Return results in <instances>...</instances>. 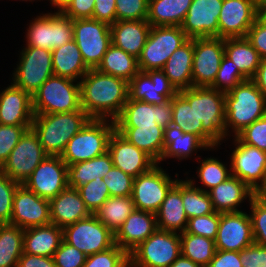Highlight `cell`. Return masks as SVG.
<instances>
[{
  "label": "cell",
  "instance_id": "cell-24",
  "mask_svg": "<svg viewBox=\"0 0 266 267\" xmlns=\"http://www.w3.org/2000/svg\"><path fill=\"white\" fill-rule=\"evenodd\" d=\"M108 153L111 155L114 167L133 178L148 172L156 165L148 154L127 141L116 130L110 136Z\"/></svg>",
  "mask_w": 266,
  "mask_h": 267
},
{
  "label": "cell",
  "instance_id": "cell-30",
  "mask_svg": "<svg viewBox=\"0 0 266 267\" xmlns=\"http://www.w3.org/2000/svg\"><path fill=\"white\" fill-rule=\"evenodd\" d=\"M157 228L181 234L186 230L188 217L181 195V180L170 188L156 213ZM178 231V232H177Z\"/></svg>",
  "mask_w": 266,
  "mask_h": 267
},
{
  "label": "cell",
  "instance_id": "cell-50",
  "mask_svg": "<svg viewBox=\"0 0 266 267\" xmlns=\"http://www.w3.org/2000/svg\"><path fill=\"white\" fill-rule=\"evenodd\" d=\"M110 196H131L134 178L121 169L112 167L103 178Z\"/></svg>",
  "mask_w": 266,
  "mask_h": 267
},
{
  "label": "cell",
  "instance_id": "cell-53",
  "mask_svg": "<svg viewBox=\"0 0 266 267\" xmlns=\"http://www.w3.org/2000/svg\"><path fill=\"white\" fill-rule=\"evenodd\" d=\"M20 183L0 171V224L10 223L13 197Z\"/></svg>",
  "mask_w": 266,
  "mask_h": 267
},
{
  "label": "cell",
  "instance_id": "cell-5",
  "mask_svg": "<svg viewBox=\"0 0 266 267\" xmlns=\"http://www.w3.org/2000/svg\"><path fill=\"white\" fill-rule=\"evenodd\" d=\"M115 130L111 119L91 118L67 143L62 160L70 166L101 156L108 151V142Z\"/></svg>",
  "mask_w": 266,
  "mask_h": 267
},
{
  "label": "cell",
  "instance_id": "cell-63",
  "mask_svg": "<svg viewBox=\"0 0 266 267\" xmlns=\"http://www.w3.org/2000/svg\"><path fill=\"white\" fill-rule=\"evenodd\" d=\"M252 80L260 92L266 97V58L261 59V63Z\"/></svg>",
  "mask_w": 266,
  "mask_h": 267
},
{
  "label": "cell",
  "instance_id": "cell-20",
  "mask_svg": "<svg viewBox=\"0 0 266 267\" xmlns=\"http://www.w3.org/2000/svg\"><path fill=\"white\" fill-rule=\"evenodd\" d=\"M254 243L252 223L246 212L220 213L216 250L240 252Z\"/></svg>",
  "mask_w": 266,
  "mask_h": 267
},
{
  "label": "cell",
  "instance_id": "cell-42",
  "mask_svg": "<svg viewBox=\"0 0 266 267\" xmlns=\"http://www.w3.org/2000/svg\"><path fill=\"white\" fill-rule=\"evenodd\" d=\"M180 243L181 255L202 267L209 265L216 252L215 240L185 231L180 234Z\"/></svg>",
  "mask_w": 266,
  "mask_h": 267
},
{
  "label": "cell",
  "instance_id": "cell-4",
  "mask_svg": "<svg viewBox=\"0 0 266 267\" xmlns=\"http://www.w3.org/2000/svg\"><path fill=\"white\" fill-rule=\"evenodd\" d=\"M266 115V97L252 79H247L225 93V136L229 127L234 137L245 127Z\"/></svg>",
  "mask_w": 266,
  "mask_h": 267
},
{
  "label": "cell",
  "instance_id": "cell-2",
  "mask_svg": "<svg viewBox=\"0 0 266 267\" xmlns=\"http://www.w3.org/2000/svg\"><path fill=\"white\" fill-rule=\"evenodd\" d=\"M193 104L195 135L210 149L225 136V93L212 87L193 86L179 91Z\"/></svg>",
  "mask_w": 266,
  "mask_h": 267
},
{
  "label": "cell",
  "instance_id": "cell-7",
  "mask_svg": "<svg viewBox=\"0 0 266 267\" xmlns=\"http://www.w3.org/2000/svg\"><path fill=\"white\" fill-rule=\"evenodd\" d=\"M180 255V234L157 229L129 253V267H169Z\"/></svg>",
  "mask_w": 266,
  "mask_h": 267
},
{
  "label": "cell",
  "instance_id": "cell-36",
  "mask_svg": "<svg viewBox=\"0 0 266 267\" xmlns=\"http://www.w3.org/2000/svg\"><path fill=\"white\" fill-rule=\"evenodd\" d=\"M54 75L79 80L89 68L74 40L52 50Z\"/></svg>",
  "mask_w": 266,
  "mask_h": 267
},
{
  "label": "cell",
  "instance_id": "cell-31",
  "mask_svg": "<svg viewBox=\"0 0 266 267\" xmlns=\"http://www.w3.org/2000/svg\"><path fill=\"white\" fill-rule=\"evenodd\" d=\"M194 53V38L176 49L166 61L162 71L170 83L179 92L193 87L192 61Z\"/></svg>",
  "mask_w": 266,
  "mask_h": 267
},
{
  "label": "cell",
  "instance_id": "cell-23",
  "mask_svg": "<svg viewBox=\"0 0 266 267\" xmlns=\"http://www.w3.org/2000/svg\"><path fill=\"white\" fill-rule=\"evenodd\" d=\"M114 121L115 126L159 125L167 128L172 124V99L159 105L128 99Z\"/></svg>",
  "mask_w": 266,
  "mask_h": 267
},
{
  "label": "cell",
  "instance_id": "cell-52",
  "mask_svg": "<svg viewBox=\"0 0 266 267\" xmlns=\"http://www.w3.org/2000/svg\"><path fill=\"white\" fill-rule=\"evenodd\" d=\"M148 0H116V21H147Z\"/></svg>",
  "mask_w": 266,
  "mask_h": 267
},
{
  "label": "cell",
  "instance_id": "cell-67",
  "mask_svg": "<svg viewBox=\"0 0 266 267\" xmlns=\"http://www.w3.org/2000/svg\"><path fill=\"white\" fill-rule=\"evenodd\" d=\"M254 2L259 11L266 7V0H254Z\"/></svg>",
  "mask_w": 266,
  "mask_h": 267
},
{
  "label": "cell",
  "instance_id": "cell-37",
  "mask_svg": "<svg viewBox=\"0 0 266 267\" xmlns=\"http://www.w3.org/2000/svg\"><path fill=\"white\" fill-rule=\"evenodd\" d=\"M192 0H148L147 22L151 26H181Z\"/></svg>",
  "mask_w": 266,
  "mask_h": 267
},
{
  "label": "cell",
  "instance_id": "cell-19",
  "mask_svg": "<svg viewBox=\"0 0 266 267\" xmlns=\"http://www.w3.org/2000/svg\"><path fill=\"white\" fill-rule=\"evenodd\" d=\"M128 88V99L153 105L164 104L178 93L162 70L139 71L128 82Z\"/></svg>",
  "mask_w": 266,
  "mask_h": 267
},
{
  "label": "cell",
  "instance_id": "cell-14",
  "mask_svg": "<svg viewBox=\"0 0 266 267\" xmlns=\"http://www.w3.org/2000/svg\"><path fill=\"white\" fill-rule=\"evenodd\" d=\"M177 180L178 178L171 179L158 164L148 172L138 175L134 178L131 194L135 209L156 214L167 192Z\"/></svg>",
  "mask_w": 266,
  "mask_h": 267
},
{
  "label": "cell",
  "instance_id": "cell-21",
  "mask_svg": "<svg viewBox=\"0 0 266 267\" xmlns=\"http://www.w3.org/2000/svg\"><path fill=\"white\" fill-rule=\"evenodd\" d=\"M260 11L254 0H224L219 14V38L246 37Z\"/></svg>",
  "mask_w": 266,
  "mask_h": 267
},
{
  "label": "cell",
  "instance_id": "cell-68",
  "mask_svg": "<svg viewBox=\"0 0 266 267\" xmlns=\"http://www.w3.org/2000/svg\"><path fill=\"white\" fill-rule=\"evenodd\" d=\"M260 14L266 19V7H264L261 11Z\"/></svg>",
  "mask_w": 266,
  "mask_h": 267
},
{
  "label": "cell",
  "instance_id": "cell-28",
  "mask_svg": "<svg viewBox=\"0 0 266 267\" xmlns=\"http://www.w3.org/2000/svg\"><path fill=\"white\" fill-rule=\"evenodd\" d=\"M151 25L144 20L116 21L110 25L112 44L138 58L145 46Z\"/></svg>",
  "mask_w": 266,
  "mask_h": 267
},
{
  "label": "cell",
  "instance_id": "cell-27",
  "mask_svg": "<svg viewBox=\"0 0 266 267\" xmlns=\"http://www.w3.org/2000/svg\"><path fill=\"white\" fill-rule=\"evenodd\" d=\"M91 215L78 189L66 187L50 200L51 223L64 228Z\"/></svg>",
  "mask_w": 266,
  "mask_h": 267
},
{
  "label": "cell",
  "instance_id": "cell-38",
  "mask_svg": "<svg viewBox=\"0 0 266 267\" xmlns=\"http://www.w3.org/2000/svg\"><path fill=\"white\" fill-rule=\"evenodd\" d=\"M113 166L108 151L93 159L67 166V186L78 189L97 177L104 178Z\"/></svg>",
  "mask_w": 266,
  "mask_h": 267
},
{
  "label": "cell",
  "instance_id": "cell-43",
  "mask_svg": "<svg viewBox=\"0 0 266 267\" xmlns=\"http://www.w3.org/2000/svg\"><path fill=\"white\" fill-rule=\"evenodd\" d=\"M193 181L181 180L182 202L188 219L215 212L209 193L196 187Z\"/></svg>",
  "mask_w": 266,
  "mask_h": 267
},
{
  "label": "cell",
  "instance_id": "cell-13",
  "mask_svg": "<svg viewBox=\"0 0 266 267\" xmlns=\"http://www.w3.org/2000/svg\"><path fill=\"white\" fill-rule=\"evenodd\" d=\"M47 156L37 134L30 128L20 138L0 171L12 180L23 184Z\"/></svg>",
  "mask_w": 266,
  "mask_h": 267
},
{
  "label": "cell",
  "instance_id": "cell-60",
  "mask_svg": "<svg viewBox=\"0 0 266 267\" xmlns=\"http://www.w3.org/2000/svg\"><path fill=\"white\" fill-rule=\"evenodd\" d=\"M92 19L112 25L116 22V0H95Z\"/></svg>",
  "mask_w": 266,
  "mask_h": 267
},
{
  "label": "cell",
  "instance_id": "cell-26",
  "mask_svg": "<svg viewBox=\"0 0 266 267\" xmlns=\"http://www.w3.org/2000/svg\"><path fill=\"white\" fill-rule=\"evenodd\" d=\"M157 229L155 213L134 209L114 234V242L129 254Z\"/></svg>",
  "mask_w": 266,
  "mask_h": 267
},
{
  "label": "cell",
  "instance_id": "cell-6",
  "mask_svg": "<svg viewBox=\"0 0 266 267\" xmlns=\"http://www.w3.org/2000/svg\"><path fill=\"white\" fill-rule=\"evenodd\" d=\"M53 75L32 95L34 114L69 113L81 109L79 81Z\"/></svg>",
  "mask_w": 266,
  "mask_h": 267
},
{
  "label": "cell",
  "instance_id": "cell-17",
  "mask_svg": "<svg viewBox=\"0 0 266 267\" xmlns=\"http://www.w3.org/2000/svg\"><path fill=\"white\" fill-rule=\"evenodd\" d=\"M235 149L231 153V175L246 183L254 192L266 177V152L243 144L234 137Z\"/></svg>",
  "mask_w": 266,
  "mask_h": 267
},
{
  "label": "cell",
  "instance_id": "cell-32",
  "mask_svg": "<svg viewBox=\"0 0 266 267\" xmlns=\"http://www.w3.org/2000/svg\"><path fill=\"white\" fill-rule=\"evenodd\" d=\"M63 241V229L52 224L24 229L23 252L53 257Z\"/></svg>",
  "mask_w": 266,
  "mask_h": 267
},
{
  "label": "cell",
  "instance_id": "cell-35",
  "mask_svg": "<svg viewBox=\"0 0 266 267\" xmlns=\"http://www.w3.org/2000/svg\"><path fill=\"white\" fill-rule=\"evenodd\" d=\"M224 55L236 64L246 80L253 79L262 59L246 37L224 39Z\"/></svg>",
  "mask_w": 266,
  "mask_h": 267
},
{
  "label": "cell",
  "instance_id": "cell-9",
  "mask_svg": "<svg viewBox=\"0 0 266 267\" xmlns=\"http://www.w3.org/2000/svg\"><path fill=\"white\" fill-rule=\"evenodd\" d=\"M72 23L73 40L84 63L89 69H96L112 44L110 25L92 18L74 19Z\"/></svg>",
  "mask_w": 266,
  "mask_h": 267
},
{
  "label": "cell",
  "instance_id": "cell-3",
  "mask_svg": "<svg viewBox=\"0 0 266 267\" xmlns=\"http://www.w3.org/2000/svg\"><path fill=\"white\" fill-rule=\"evenodd\" d=\"M90 119L82 108L69 113L34 114L31 128L48 155L61 156L68 141Z\"/></svg>",
  "mask_w": 266,
  "mask_h": 267
},
{
  "label": "cell",
  "instance_id": "cell-45",
  "mask_svg": "<svg viewBox=\"0 0 266 267\" xmlns=\"http://www.w3.org/2000/svg\"><path fill=\"white\" fill-rule=\"evenodd\" d=\"M83 267H129V254L118 245L87 256Z\"/></svg>",
  "mask_w": 266,
  "mask_h": 267
},
{
  "label": "cell",
  "instance_id": "cell-46",
  "mask_svg": "<svg viewBox=\"0 0 266 267\" xmlns=\"http://www.w3.org/2000/svg\"><path fill=\"white\" fill-rule=\"evenodd\" d=\"M86 208L91 214L110 197L108 188L102 177H97L93 181L78 188Z\"/></svg>",
  "mask_w": 266,
  "mask_h": 267
},
{
  "label": "cell",
  "instance_id": "cell-48",
  "mask_svg": "<svg viewBox=\"0 0 266 267\" xmlns=\"http://www.w3.org/2000/svg\"><path fill=\"white\" fill-rule=\"evenodd\" d=\"M245 80L236 64L224 55L216 79L210 87L226 93Z\"/></svg>",
  "mask_w": 266,
  "mask_h": 267
},
{
  "label": "cell",
  "instance_id": "cell-15",
  "mask_svg": "<svg viewBox=\"0 0 266 267\" xmlns=\"http://www.w3.org/2000/svg\"><path fill=\"white\" fill-rule=\"evenodd\" d=\"M223 56V38H194L192 61L193 86L210 87L216 79Z\"/></svg>",
  "mask_w": 266,
  "mask_h": 267
},
{
  "label": "cell",
  "instance_id": "cell-51",
  "mask_svg": "<svg viewBox=\"0 0 266 267\" xmlns=\"http://www.w3.org/2000/svg\"><path fill=\"white\" fill-rule=\"evenodd\" d=\"M249 202L254 243L266 247V203L255 196Z\"/></svg>",
  "mask_w": 266,
  "mask_h": 267
},
{
  "label": "cell",
  "instance_id": "cell-55",
  "mask_svg": "<svg viewBox=\"0 0 266 267\" xmlns=\"http://www.w3.org/2000/svg\"><path fill=\"white\" fill-rule=\"evenodd\" d=\"M236 137L243 143L266 152V115L245 127Z\"/></svg>",
  "mask_w": 266,
  "mask_h": 267
},
{
  "label": "cell",
  "instance_id": "cell-47",
  "mask_svg": "<svg viewBox=\"0 0 266 267\" xmlns=\"http://www.w3.org/2000/svg\"><path fill=\"white\" fill-rule=\"evenodd\" d=\"M172 124L185 133L195 134L193 104L180 92L172 98Z\"/></svg>",
  "mask_w": 266,
  "mask_h": 267
},
{
  "label": "cell",
  "instance_id": "cell-62",
  "mask_svg": "<svg viewBox=\"0 0 266 267\" xmlns=\"http://www.w3.org/2000/svg\"><path fill=\"white\" fill-rule=\"evenodd\" d=\"M17 267H56L53 257L22 253Z\"/></svg>",
  "mask_w": 266,
  "mask_h": 267
},
{
  "label": "cell",
  "instance_id": "cell-61",
  "mask_svg": "<svg viewBox=\"0 0 266 267\" xmlns=\"http://www.w3.org/2000/svg\"><path fill=\"white\" fill-rule=\"evenodd\" d=\"M207 267H243L240 260V252L216 250Z\"/></svg>",
  "mask_w": 266,
  "mask_h": 267
},
{
  "label": "cell",
  "instance_id": "cell-57",
  "mask_svg": "<svg viewBox=\"0 0 266 267\" xmlns=\"http://www.w3.org/2000/svg\"><path fill=\"white\" fill-rule=\"evenodd\" d=\"M246 38L260 57L266 58V19L261 14L257 16L252 27L248 30Z\"/></svg>",
  "mask_w": 266,
  "mask_h": 267
},
{
  "label": "cell",
  "instance_id": "cell-59",
  "mask_svg": "<svg viewBox=\"0 0 266 267\" xmlns=\"http://www.w3.org/2000/svg\"><path fill=\"white\" fill-rule=\"evenodd\" d=\"M95 0H71L62 13L72 20L92 18Z\"/></svg>",
  "mask_w": 266,
  "mask_h": 267
},
{
  "label": "cell",
  "instance_id": "cell-12",
  "mask_svg": "<svg viewBox=\"0 0 266 267\" xmlns=\"http://www.w3.org/2000/svg\"><path fill=\"white\" fill-rule=\"evenodd\" d=\"M63 240L89 256L108 248L114 242V234L93 214L63 228Z\"/></svg>",
  "mask_w": 266,
  "mask_h": 267
},
{
  "label": "cell",
  "instance_id": "cell-18",
  "mask_svg": "<svg viewBox=\"0 0 266 267\" xmlns=\"http://www.w3.org/2000/svg\"><path fill=\"white\" fill-rule=\"evenodd\" d=\"M51 223L50 200L39 197L20 184L13 197V210L9 224L28 229Z\"/></svg>",
  "mask_w": 266,
  "mask_h": 267
},
{
  "label": "cell",
  "instance_id": "cell-49",
  "mask_svg": "<svg viewBox=\"0 0 266 267\" xmlns=\"http://www.w3.org/2000/svg\"><path fill=\"white\" fill-rule=\"evenodd\" d=\"M219 223L220 213L215 211L211 214L189 218L185 232L215 240Z\"/></svg>",
  "mask_w": 266,
  "mask_h": 267
},
{
  "label": "cell",
  "instance_id": "cell-11",
  "mask_svg": "<svg viewBox=\"0 0 266 267\" xmlns=\"http://www.w3.org/2000/svg\"><path fill=\"white\" fill-rule=\"evenodd\" d=\"M19 63L13 73V85L31 96L54 75L52 51L26 46L20 53Z\"/></svg>",
  "mask_w": 266,
  "mask_h": 267
},
{
  "label": "cell",
  "instance_id": "cell-41",
  "mask_svg": "<svg viewBox=\"0 0 266 267\" xmlns=\"http://www.w3.org/2000/svg\"><path fill=\"white\" fill-rule=\"evenodd\" d=\"M24 230L9 223L0 224V267H17L23 253Z\"/></svg>",
  "mask_w": 266,
  "mask_h": 267
},
{
  "label": "cell",
  "instance_id": "cell-34",
  "mask_svg": "<svg viewBox=\"0 0 266 267\" xmlns=\"http://www.w3.org/2000/svg\"><path fill=\"white\" fill-rule=\"evenodd\" d=\"M163 143L164 150L156 164L169 157L182 160L191 156L194 151L197 154L198 149H210L198 136L192 133H185L173 124L164 128Z\"/></svg>",
  "mask_w": 266,
  "mask_h": 267
},
{
  "label": "cell",
  "instance_id": "cell-25",
  "mask_svg": "<svg viewBox=\"0 0 266 267\" xmlns=\"http://www.w3.org/2000/svg\"><path fill=\"white\" fill-rule=\"evenodd\" d=\"M32 96L11 83L0 92V123L9 126H32Z\"/></svg>",
  "mask_w": 266,
  "mask_h": 267
},
{
  "label": "cell",
  "instance_id": "cell-39",
  "mask_svg": "<svg viewBox=\"0 0 266 267\" xmlns=\"http://www.w3.org/2000/svg\"><path fill=\"white\" fill-rule=\"evenodd\" d=\"M96 69L129 82L139 72L138 59L111 44Z\"/></svg>",
  "mask_w": 266,
  "mask_h": 267
},
{
  "label": "cell",
  "instance_id": "cell-1",
  "mask_svg": "<svg viewBox=\"0 0 266 267\" xmlns=\"http://www.w3.org/2000/svg\"><path fill=\"white\" fill-rule=\"evenodd\" d=\"M79 85L81 108L94 119L115 120L128 100V82L97 69H89Z\"/></svg>",
  "mask_w": 266,
  "mask_h": 267
},
{
  "label": "cell",
  "instance_id": "cell-66",
  "mask_svg": "<svg viewBox=\"0 0 266 267\" xmlns=\"http://www.w3.org/2000/svg\"><path fill=\"white\" fill-rule=\"evenodd\" d=\"M71 0H50L54 7H57L58 12H62L70 3Z\"/></svg>",
  "mask_w": 266,
  "mask_h": 267
},
{
  "label": "cell",
  "instance_id": "cell-54",
  "mask_svg": "<svg viewBox=\"0 0 266 267\" xmlns=\"http://www.w3.org/2000/svg\"><path fill=\"white\" fill-rule=\"evenodd\" d=\"M31 126H9L0 124V168L7 161L11 151Z\"/></svg>",
  "mask_w": 266,
  "mask_h": 267
},
{
  "label": "cell",
  "instance_id": "cell-40",
  "mask_svg": "<svg viewBox=\"0 0 266 267\" xmlns=\"http://www.w3.org/2000/svg\"><path fill=\"white\" fill-rule=\"evenodd\" d=\"M134 209L131 196H110L93 215L115 234Z\"/></svg>",
  "mask_w": 266,
  "mask_h": 267
},
{
  "label": "cell",
  "instance_id": "cell-33",
  "mask_svg": "<svg viewBox=\"0 0 266 267\" xmlns=\"http://www.w3.org/2000/svg\"><path fill=\"white\" fill-rule=\"evenodd\" d=\"M115 130L127 141L148 154L156 163L164 150V128L159 125L115 126Z\"/></svg>",
  "mask_w": 266,
  "mask_h": 267
},
{
  "label": "cell",
  "instance_id": "cell-58",
  "mask_svg": "<svg viewBox=\"0 0 266 267\" xmlns=\"http://www.w3.org/2000/svg\"><path fill=\"white\" fill-rule=\"evenodd\" d=\"M243 267H266V247L252 243L240 251Z\"/></svg>",
  "mask_w": 266,
  "mask_h": 267
},
{
  "label": "cell",
  "instance_id": "cell-29",
  "mask_svg": "<svg viewBox=\"0 0 266 267\" xmlns=\"http://www.w3.org/2000/svg\"><path fill=\"white\" fill-rule=\"evenodd\" d=\"M208 193L214 210L219 213L239 212L241 210L238 207L243 200L255 196V192L246 183L232 175Z\"/></svg>",
  "mask_w": 266,
  "mask_h": 267
},
{
  "label": "cell",
  "instance_id": "cell-56",
  "mask_svg": "<svg viewBox=\"0 0 266 267\" xmlns=\"http://www.w3.org/2000/svg\"><path fill=\"white\" fill-rule=\"evenodd\" d=\"M86 258L87 255L64 240L53 255L56 267H83Z\"/></svg>",
  "mask_w": 266,
  "mask_h": 267
},
{
  "label": "cell",
  "instance_id": "cell-65",
  "mask_svg": "<svg viewBox=\"0 0 266 267\" xmlns=\"http://www.w3.org/2000/svg\"><path fill=\"white\" fill-rule=\"evenodd\" d=\"M255 197L266 203V177L263 183L256 189Z\"/></svg>",
  "mask_w": 266,
  "mask_h": 267
},
{
  "label": "cell",
  "instance_id": "cell-10",
  "mask_svg": "<svg viewBox=\"0 0 266 267\" xmlns=\"http://www.w3.org/2000/svg\"><path fill=\"white\" fill-rule=\"evenodd\" d=\"M33 20L27 29L26 46L52 51L73 40L72 19L62 12L42 14Z\"/></svg>",
  "mask_w": 266,
  "mask_h": 267
},
{
  "label": "cell",
  "instance_id": "cell-8",
  "mask_svg": "<svg viewBox=\"0 0 266 267\" xmlns=\"http://www.w3.org/2000/svg\"><path fill=\"white\" fill-rule=\"evenodd\" d=\"M190 38L180 26H151L138 59L140 72L162 70L173 52Z\"/></svg>",
  "mask_w": 266,
  "mask_h": 267
},
{
  "label": "cell",
  "instance_id": "cell-44",
  "mask_svg": "<svg viewBox=\"0 0 266 267\" xmlns=\"http://www.w3.org/2000/svg\"><path fill=\"white\" fill-rule=\"evenodd\" d=\"M198 168L197 175L200 178L201 183L207 189H202L209 192L211 189L226 181L231 176V169H227V165L223 164L216 158L203 159Z\"/></svg>",
  "mask_w": 266,
  "mask_h": 267
},
{
  "label": "cell",
  "instance_id": "cell-16",
  "mask_svg": "<svg viewBox=\"0 0 266 267\" xmlns=\"http://www.w3.org/2000/svg\"><path fill=\"white\" fill-rule=\"evenodd\" d=\"M23 185L39 197L51 200L67 187V164L61 156L48 155Z\"/></svg>",
  "mask_w": 266,
  "mask_h": 267
},
{
  "label": "cell",
  "instance_id": "cell-22",
  "mask_svg": "<svg viewBox=\"0 0 266 267\" xmlns=\"http://www.w3.org/2000/svg\"><path fill=\"white\" fill-rule=\"evenodd\" d=\"M224 0H192L181 29L190 38L219 37V14Z\"/></svg>",
  "mask_w": 266,
  "mask_h": 267
},
{
  "label": "cell",
  "instance_id": "cell-64",
  "mask_svg": "<svg viewBox=\"0 0 266 267\" xmlns=\"http://www.w3.org/2000/svg\"><path fill=\"white\" fill-rule=\"evenodd\" d=\"M169 267H202L189 258L180 255Z\"/></svg>",
  "mask_w": 266,
  "mask_h": 267
}]
</instances>
